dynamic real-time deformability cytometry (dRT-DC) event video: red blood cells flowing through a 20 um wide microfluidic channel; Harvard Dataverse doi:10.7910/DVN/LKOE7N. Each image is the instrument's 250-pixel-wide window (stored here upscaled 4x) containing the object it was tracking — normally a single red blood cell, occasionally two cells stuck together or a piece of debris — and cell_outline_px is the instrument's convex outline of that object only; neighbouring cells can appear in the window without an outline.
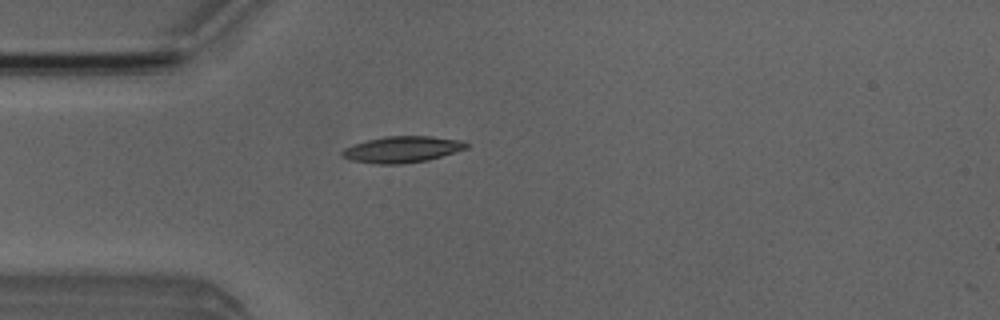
{"species": "Egyptian fruit bat (a non-hibernating species)", "species_latin": "Rousettus aegyptiacus", "temperature_condition": "room temperature", "stored_images_in_passage": 38, "camera_frame_rate_fps": 3000, "um_per_image_px": 0.085, "animal": {"sex": "male"}, "frame": {"image": 1, "passage_image": 1, "time_ms": 0.0, "image_size_px": [1000, 320], "cell_outline_px": [[468, 148], [428, 160], [400, 164], [372, 164], [352, 160], [340, 156], [340, 152], [344, 148], [368, 140], [384, 136], [432, 136], [460, 140], [468, 144]], "centroid_in_image_um": [34.16, 12.7], "position_along_channel_um": 50.8, "area_um2": 19.02}}
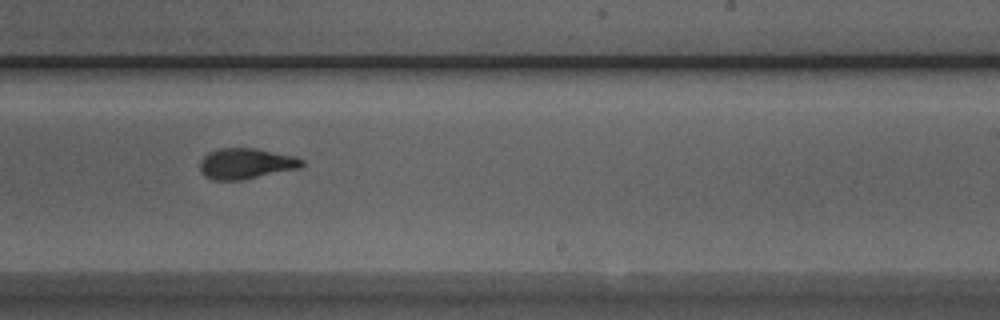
{"frame": {"image": 2, "passage_image": 18, "time_ms": 5.667, "image_size_px": [1000, 320], "cell_outline_px": [[304, 164], [300, 168], [240, 180], [212, 180], [204, 176], [200, 172], [200, 160], [208, 152], [220, 148], [256, 148], [292, 156], [304, 160]], "centroid_in_image_um": [20.86, 13.91], "position_along_channel_um": 268.1, "area_um2": 18.21}}
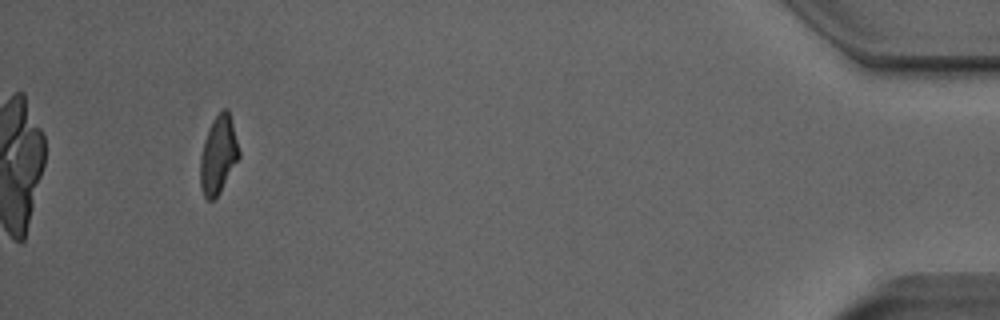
{"frame": {"image": 3, "passage_image": 35, "time_ms": 11.333, "image_size_px": [1000, 320], "cell_outline_px": [[240, 156], [220, 192], [212, 200], [208, 200], [204, 196], [200, 188], [200, 156], [204, 140], [212, 120], [224, 108], [228, 108], [240, 152]], "centroid_in_image_um": [18.54, 13.17], "position_along_channel_um": 416.7, "area_um2": 17.46}, "authors_computed_cell_mechanics": {"area_um2": 18.2648, "velocity_mm_per_s": 3.9909, "shape_relaxation_time_tau1_ms": 3.4824, "shape_relaxation_time_tau2_ms": 1.1508, "deformation_change_tau1": 0.1758, "deformation_change_tau2": 0.0671}}